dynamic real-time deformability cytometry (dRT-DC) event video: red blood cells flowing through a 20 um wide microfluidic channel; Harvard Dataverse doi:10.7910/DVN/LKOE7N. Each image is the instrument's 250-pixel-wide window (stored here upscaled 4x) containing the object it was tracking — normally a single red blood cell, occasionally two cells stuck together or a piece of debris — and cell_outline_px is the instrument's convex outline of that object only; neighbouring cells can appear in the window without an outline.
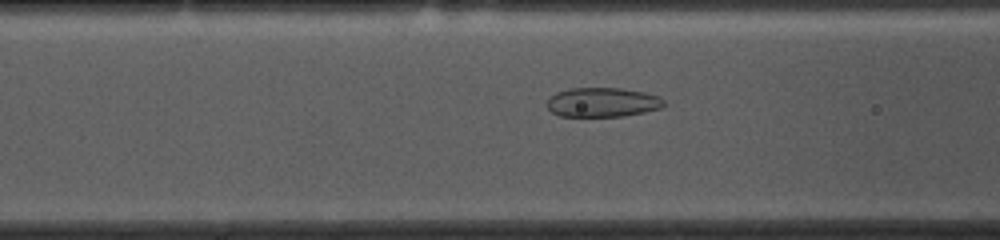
{"species": "common noctule bat (a hibernating species)", "species_latin": "Nyctalus noctula", "temperature_condition": "cold", "stored_images_in_passage": 53, "camera_frame_rate_fps": 3000, "um_per_image_px": 0.085, "animal": {"sex": "female", "body_mass_g": 10.0, "forearm_length_mm": 53.1}, "frame": {"image": 1, "passage_image": 19, "time_ms": 6.0, "image_size_px": [1000, 240], "cell_outline_px": [[668, 104], [664, 108], [624, 116], [560, 116], [552, 112], [548, 108], [548, 100], [556, 92], [572, 88], [620, 88], [644, 92], [656, 96], [664, 100]], "centroid_in_image_um": [51.26, 8.7], "position_along_channel_um": 115.3, "area_um2": 20.0}}
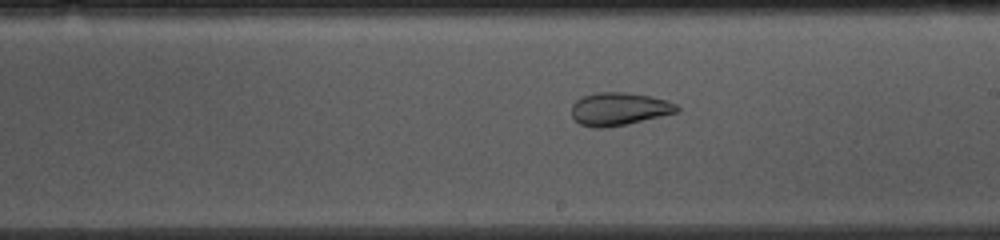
{"frame": {"image": 2, "passage_image": 29, "time_ms": 9.333, "image_size_px": [1000, 240], "cell_outline_px": [[680, 108], [676, 112], [628, 124], [608, 128], [592, 128], [580, 124], [572, 116], [572, 104], [576, 100], [584, 96], [596, 92], [624, 92], [652, 96], [668, 100], [676, 104]], "centroid_in_image_um": [52.61, 9.26], "position_along_channel_um": 236.4, "area_um2": 20.29}}
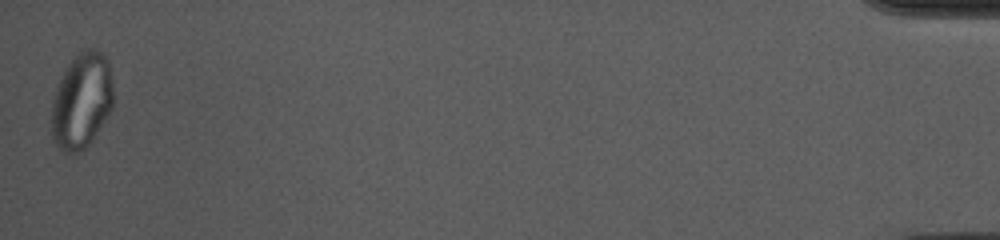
{"frame": {"image": 3, "passage_image": 53, "time_ms": 17.333, "image_size_px": [1000, 240], "cell_outline_px": [[112, 108], [92, 140], [80, 152], [64, 152], [56, 144], [52, 136], [52, 100], [60, 76], [72, 60], [84, 48], [92, 48], [100, 52], [108, 60], [112, 84]], "centroid_in_image_um": [6.93, 8.56], "position_along_channel_um": 428.3, "area_um2": 34.1}, "authors_computed_cell_mechanics": {"area_um2": 26.6458, "velocity_mm_per_s": 3.6293, "shape_relaxation_time_tau1_ms": null, "shape_relaxation_time_tau2_ms": 1.6064, "deformation_change_tau1": null, "deformation_change_tau2": 0.0665}}